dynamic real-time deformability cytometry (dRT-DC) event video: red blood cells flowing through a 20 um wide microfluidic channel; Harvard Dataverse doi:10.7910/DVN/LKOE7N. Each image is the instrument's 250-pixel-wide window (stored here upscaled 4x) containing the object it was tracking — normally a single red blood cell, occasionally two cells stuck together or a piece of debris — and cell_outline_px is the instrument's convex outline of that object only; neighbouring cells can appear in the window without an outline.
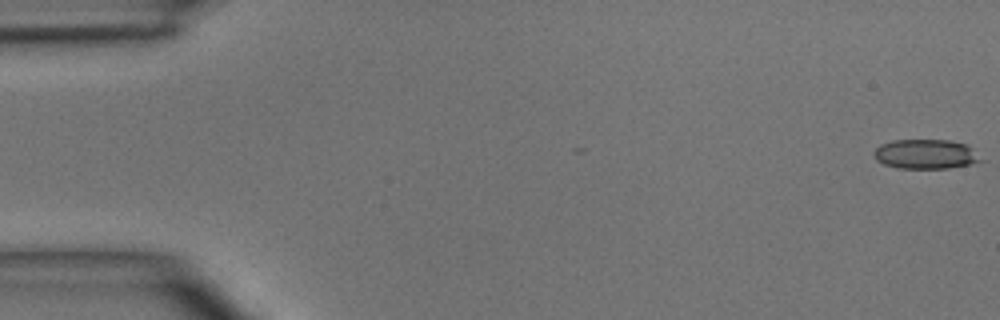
{"species": "common noctule bat (a hibernating species)", "species_latin": "Nyctalus noctula", "temperature_condition": "room temperature", "stored_images_in_passage": 3, "camera_frame_rate_fps": 3000, "um_per_image_px": 0.085, "animal": {"sex": "male", "body_mass_g": 15.6}, "frame": {"image": 1, "passage_image": 1, "time_ms": 0.0, "image_size_px": [1000, 320], "cell_outline_px": [[984, 160], [972, 164], [948, 168], [896, 168], [884, 164], [876, 160], [872, 152], [880, 144], [892, 140], [948, 140], [968, 144]], "centroid_in_image_um": [78.68, 13.1], "position_along_channel_um": 6.3, "area_um2": 18.61}}